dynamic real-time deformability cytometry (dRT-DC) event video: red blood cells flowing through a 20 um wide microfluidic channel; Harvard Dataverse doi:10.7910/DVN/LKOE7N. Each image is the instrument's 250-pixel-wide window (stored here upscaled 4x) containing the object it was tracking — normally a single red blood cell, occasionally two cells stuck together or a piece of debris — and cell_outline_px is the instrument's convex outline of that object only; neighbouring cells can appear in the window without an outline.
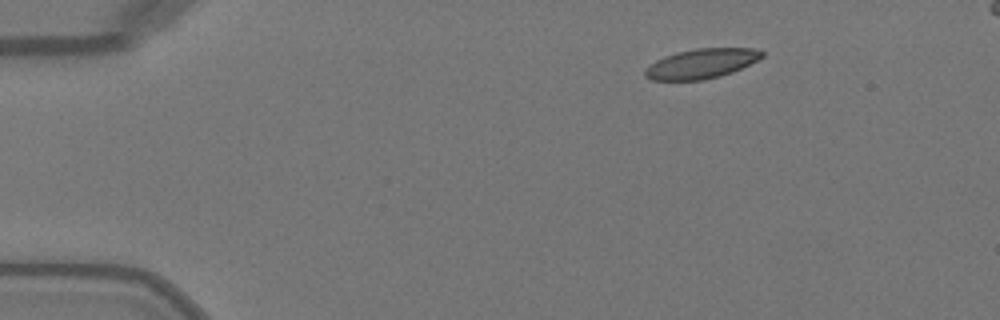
{"species": "Egyptian fruit bat (a non-hibernating species)", "species_latin": "Rousettus aegyptiacus", "temperature_condition": "warm", "stored_images_in_passage": 44, "camera_frame_rate_fps": 3000, "um_per_image_px": 0.085, "animal": {"sex": "female"}, "frame": {"image": 1, "passage_image": 1, "time_ms": 0.0, "image_size_px": [1000, 320], "cell_outline_px": [[764, 56], [732, 72], [720, 76], [704, 80], [652, 80], [644, 76], [644, 68], [656, 60], [664, 56], [676, 52], [696, 48], [752, 48], [764, 52]], "centroid_in_image_um": [59.57, 5.41], "position_along_channel_um": 25.4, "area_um2": 20.23}}
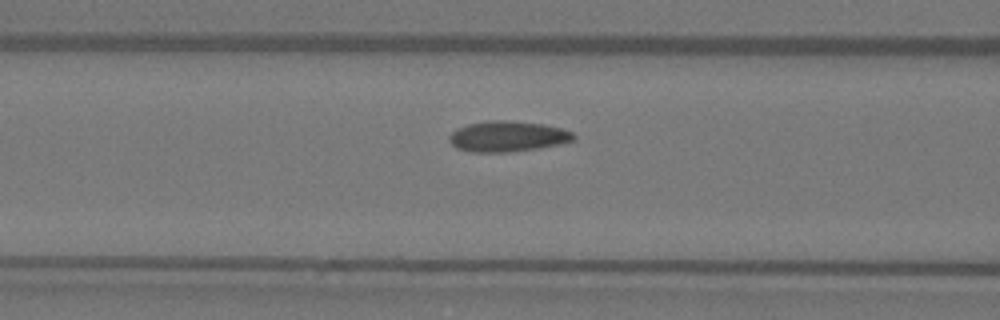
{"frame": {"image": 2, "passage_image": 14, "time_ms": 4.333, "image_size_px": [1000, 320], "cell_outline_px": [[576, 140], [564, 144], [508, 152], [472, 152], [456, 148], [448, 140], [448, 136], [456, 128], [468, 124], [488, 120], [504, 120], [544, 124], [560, 128], [572, 132], [576, 136]], "centroid_in_image_um": [43.15, 11.59], "position_along_channel_um": 123.4, "area_um2": 22.37}}
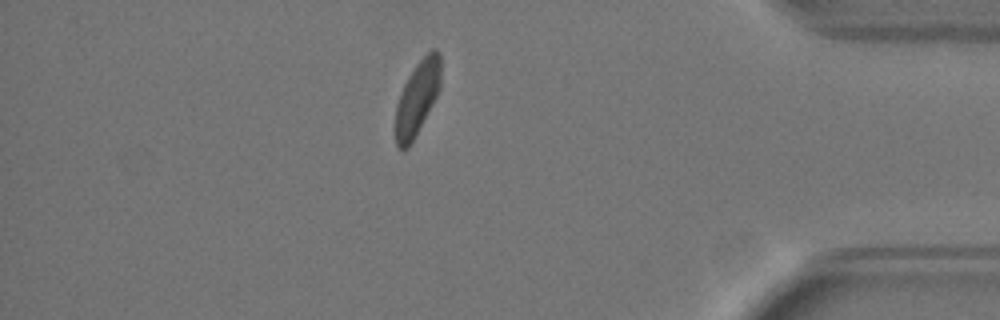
{"frame": {"image": 3, "passage_image": 37, "time_ms": 12.0, "image_size_px": [1000, 320], "cell_outline_px": [[440, 88], [436, 96], [408, 148], [396, 148], [396, 104], [404, 84], [408, 76], [416, 64], [432, 48], [436, 48], [440, 52]], "centroid_in_image_um": [35.47, 8.28], "position_along_channel_um": 399.7, "area_um2": 19.07}, "authors_computed_cell_mechanics": {"area_um2": 21.2704, "velocity_mm_per_s": 4.0436, "shape_relaxation_time_tau1_ms": 5.4882, "shape_relaxation_time_tau2_ms": 2.1045, "deformation_change_tau1": 0.143, "deformation_change_tau2": 0.0524}}